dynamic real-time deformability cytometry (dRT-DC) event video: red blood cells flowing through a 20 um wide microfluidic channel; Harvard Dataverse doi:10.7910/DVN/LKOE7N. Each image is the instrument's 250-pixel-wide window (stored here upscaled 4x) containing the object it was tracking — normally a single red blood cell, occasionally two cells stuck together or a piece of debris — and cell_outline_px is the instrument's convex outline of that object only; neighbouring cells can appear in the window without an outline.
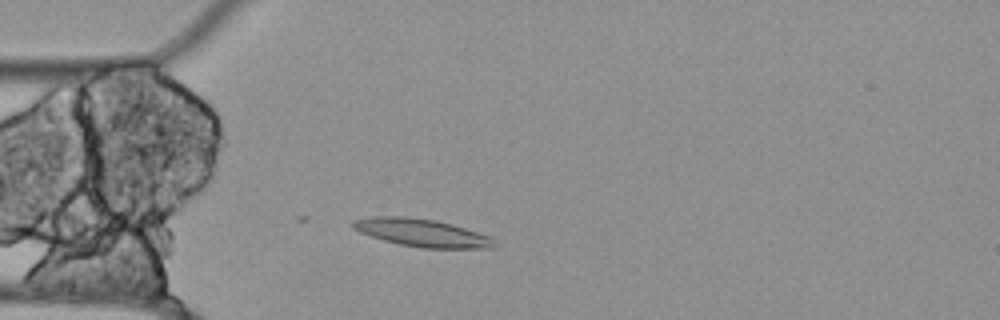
{"species": "Egyptian fruit bat (a non-hibernating species)", "species_latin": "Rousettus aegyptiacus", "temperature_condition": "cold", "stored_images_in_passage": 8, "camera_frame_rate_fps": 3000, "um_per_image_px": 0.085, "animal": {"sex": "female"}, "frame": {"image": 1, "passage_image": 4, "time_ms": 1.0, "image_size_px": [1000, 320], "cell_outline_px": [[500, 244], [492, 248], [424, 248], [400, 244], [384, 240], [360, 232], [352, 228], [352, 220], [372, 216], [404, 216], [436, 220], [452, 224], [492, 236]], "centroid_in_image_um": [35.92, 19.78], "position_along_channel_um": 49.1, "area_um2": 23.06}}
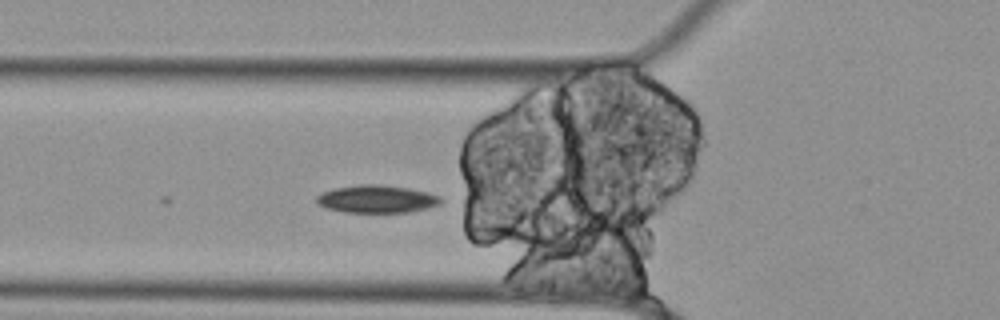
{"frame": {"image": 2, "passage_image": 8, "time_ms": 2.333, "image_size_px": [1000, 320], "cell_outline_px": [[444, 200], [440, 204], [428, 208], [408, 212], [344, 212], [324, 208], [316, 204], [316, 196], [324, 192], [336, 188], [360, 184], [380, 184], [408, 188], [428, 192], [440, 196]], "centroid_in_image_um": [32.03, 16.92], "position_along_channel_um": 93.8, "area_um2": 20.17}}